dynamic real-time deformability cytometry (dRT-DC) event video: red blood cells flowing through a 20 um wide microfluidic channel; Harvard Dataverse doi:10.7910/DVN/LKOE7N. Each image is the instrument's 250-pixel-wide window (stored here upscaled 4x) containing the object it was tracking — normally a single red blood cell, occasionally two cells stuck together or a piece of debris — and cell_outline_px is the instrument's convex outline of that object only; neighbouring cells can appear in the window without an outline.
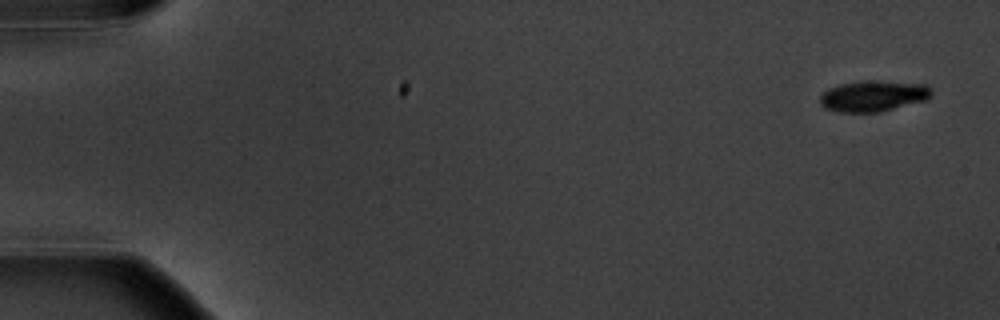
{"species": "common noctule bat (a hibernating species)", "species_latin": "Nyctalus noctula", "temperature_condition": "warm", "stored_images_in_passage": 5, "camera_frame_rate_fps": 3000, "um_per_image_px": 0.085, "animal": {"sex": "male", "body_mass_g": 20.1, "forearm_length_mm": 53.5}, "frame": {"image": 1, "passage_image": 1, "time_ms": 0.0, "image_size_px": [1000, 320], "cell_outline_px": [[932, 96], [928, 100], [880, 112], [840, 112], [824, 108], [820, 104], [820, 96], [828, 88], [840, 84], [864, 80], [880, 80], [928, 84], [932, 88]], "centroid_in_image_um": [74.28, 8.15], "position_along_channel_um": 10.7, "area_um2": 20.58}}
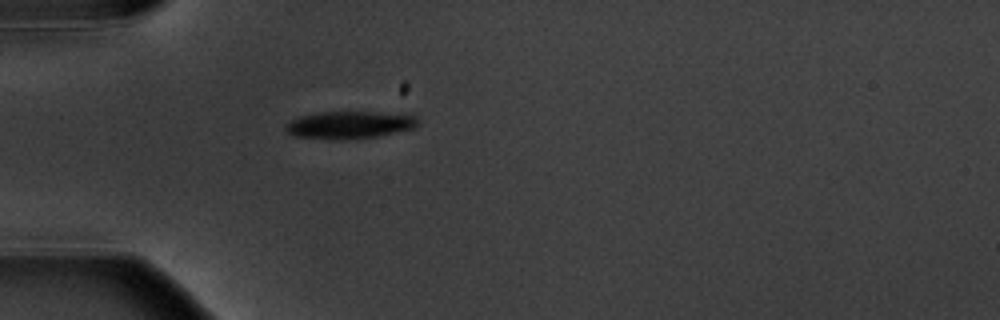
{"frame": {"image": 2, "passage_image": 5, "time_ms": 5.0, "image_size_px": [1000, 320], "cell_outline_px": [[420, 124], [416, 128], [376, 136], [344, 140], [332, 140], [292, 136], [284, 128], [284, 124], [300, 116], [324, 112], [372, 112], [416, 116]], "centroid_in_image_um": [29.68, 10.63], "position_along_channel_um": 55.3, "area_um2": 21.15}}